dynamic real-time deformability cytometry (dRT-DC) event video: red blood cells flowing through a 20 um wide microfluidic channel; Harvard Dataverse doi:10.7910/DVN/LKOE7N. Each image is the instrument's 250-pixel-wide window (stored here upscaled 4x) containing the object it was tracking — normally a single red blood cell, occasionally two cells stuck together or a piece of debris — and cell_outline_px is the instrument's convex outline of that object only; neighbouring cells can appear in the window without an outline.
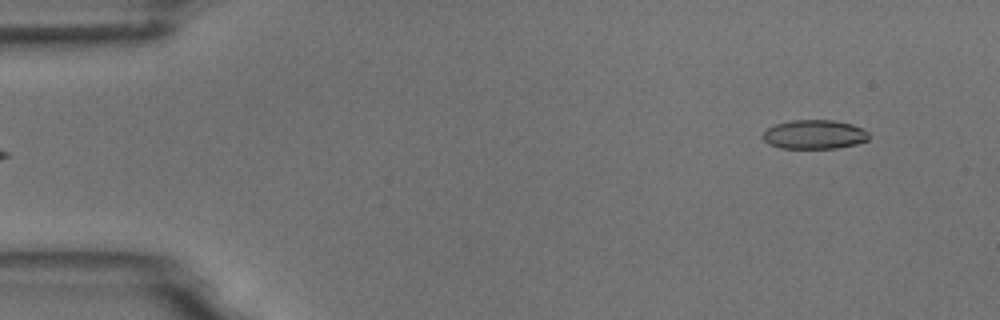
{"species": "common noctule bat (a hibernating species)", "species_latin": "Nyctalus noctula", "temperature_condition": "room temperature", "stored_images_in_passage": 3, "camera_frame_rate_fps": 3000, "um_per_image_px": 0.085, "animal": {"sex": "male", "body_mass_g": 18.8}, "frame": {"image": 1, "passage_image": 3, "time_ms": 3.0, "image_size_px": [1000, 320], "cell_outline_px": [[868, 140], [856, 144], [836, 148], [780, 148], [768, 144], [760, 136], [768, 128], [776, 124], [792, 120], [832, 120], [852, 124], [868, 132]], "centroid_in_image_um": [69.19, 11.43], "position_along_channel_um": 15.8, "area_um2": 17.92}}